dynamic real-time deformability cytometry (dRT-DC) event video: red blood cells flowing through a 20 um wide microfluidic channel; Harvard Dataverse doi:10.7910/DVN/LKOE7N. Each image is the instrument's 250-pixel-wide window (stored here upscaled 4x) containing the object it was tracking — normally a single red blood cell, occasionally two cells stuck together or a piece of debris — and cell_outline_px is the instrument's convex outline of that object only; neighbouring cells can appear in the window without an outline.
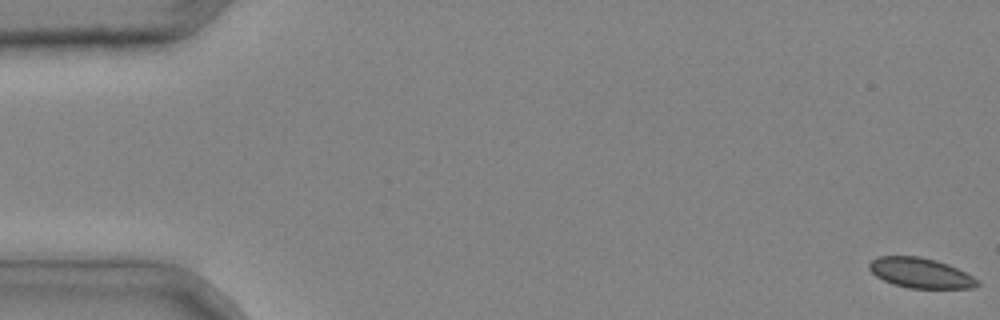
{"species": "common noctule bat (a hibernating species)", "species_latin": "Nyctalus noctula", "temperature_condition": "cold", "stored_images_in_passage": 43, "camera_frame_rate_fps": 3000, "um_per_image_px": 0.085, "animal": {"sex": "male", "body_mass_g": 20.4}, "frame": {"image": 1, "passage_image": 1, "time_ms": 0.0, "image_size_px": [1000, 320], "cell_outline_px": [[980, 284], [972, 288], [908, 288], [892, 284], [876, 276], [868, 268], [868, 264], [876, 256], [916, 256], [936, 260], [948, 264], [972, 276]], "centroid_in_image_um": [78.2, 23.2], "position_along_channel_um": 6.8, "area_um2": 18.84}}
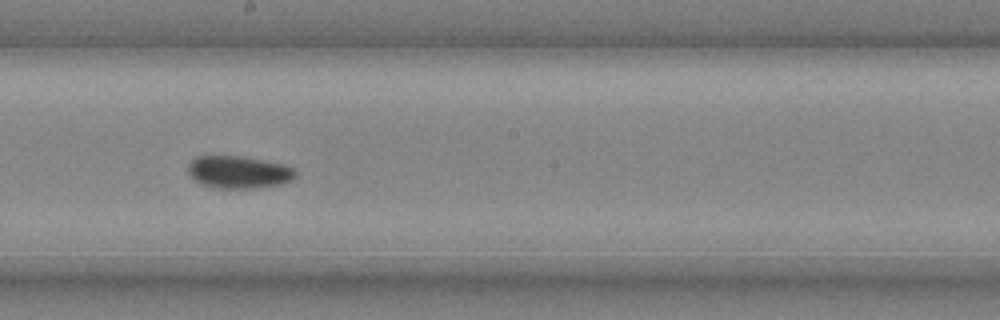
{"frame": {"image": 2, "passage_image": 25, "time_ms": 8.0, "image_size_px": [1000, 320], "cell_outline_px": [[296, 176], [292, 180], [280, 184], [252, 188], [216, 188], [200, 184], [192, 180], [188, 172], [188, 164], [196, 156], [240, 156], [264, 160], [284, 164], [292, 168], [296, 172]], "centroid_in_image_um": [20.25, 14.63], "position_along_channel_um": 227.9, "area_um2": 20.4}}
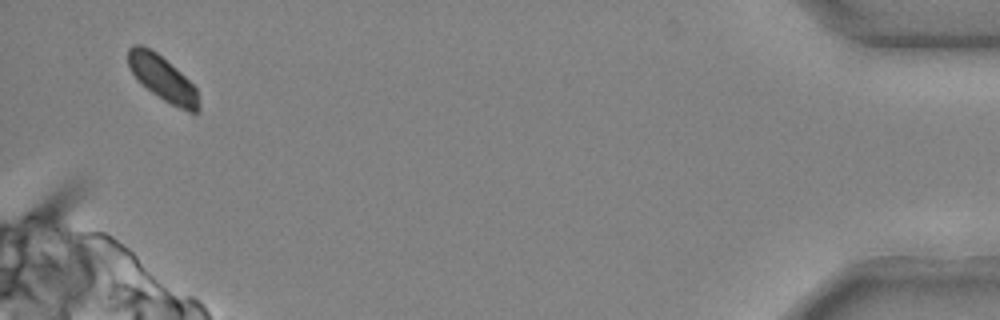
{"frame": {"image": 3, "passage_image": 42, "time_ms": 13.667, "image_size_px": [1000, 320], "cell_outline_px": [[200, 112], [188, 112], [164, 100], [152, 92], [136, 80], [128, 68], [128, 48], [132, 44], [140, 44], [156, 52], [180, 72], [196, 88], [200, 108]], "centroid_in_image_um": [13.79, 6.65], "position_along_channel_um": 421.4, "area_um2": 18.38}}